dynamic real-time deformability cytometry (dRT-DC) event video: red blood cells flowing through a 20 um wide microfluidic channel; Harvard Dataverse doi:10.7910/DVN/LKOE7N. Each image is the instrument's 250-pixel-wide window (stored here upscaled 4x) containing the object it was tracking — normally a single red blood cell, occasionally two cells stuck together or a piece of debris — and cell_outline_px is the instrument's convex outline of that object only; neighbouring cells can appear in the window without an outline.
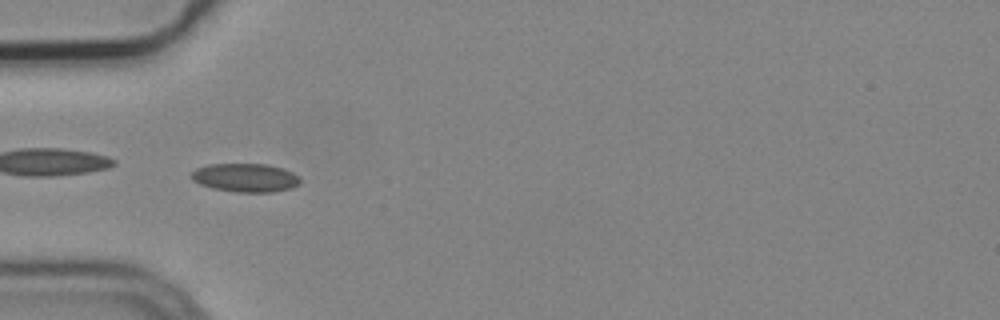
{"species": "common noctule bat (a hibernating species)", "species_latin": "Nyctalus noctula", "temperature_condition": "cold", "stored_images_in_passage": 7, "camera_frame_rate_fps": 3000, "um_per_image_px": 0.085, "animal": {"sex": "male", "body_mass_g": 19.2, "forearm_length_mm": 51.8}, "frame": {"image": 1, "passage_image": 5, "time_ms": 1.333, "image_size_px": [1000, 320], "cell_outline_px": [[300, 184], [292, 188], [272, 192], [240, 192], [212, 188], [200, 184], [192, 180], [192, 172], [196, 168], [208, 164], [268, 164], [284, 168], [292, 172], [300, 180]], "centroid_in_image_um": [20.87, 15.1], "position_along_channel_um": 64.1, "area_um2": 18.09}}
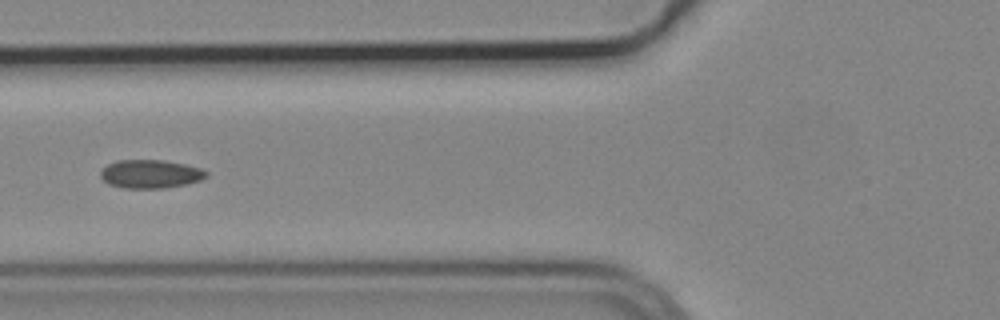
{"frame": {"image": 2, "passage_image": 6, "time_ms": 1.667, "image_size_px": [1000, 320], "cell_outline_px": [[208, 176], [200, 180], [188, 184], [164, 188], [124, 188], [108, 184], [100, 176], [100, 172], [108, 164], [116, 160], [164, 160], [184, 164], [200, 168], [208, 172]], "centroid_in_image_um": [12.8, 14.79], "position_along_channel_um": 113.0, "area_um2": 17.57}}
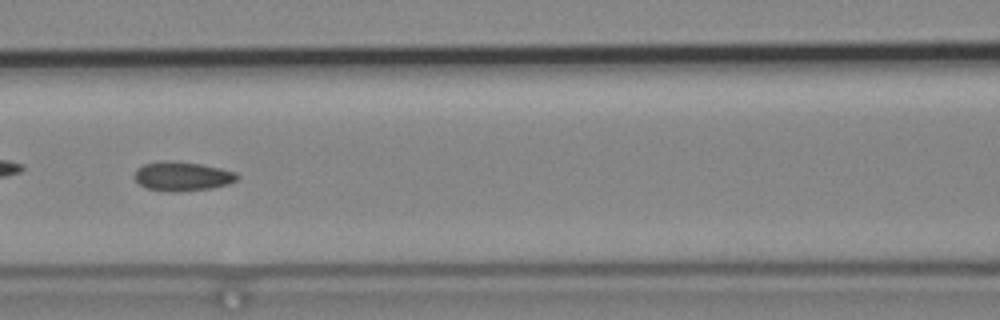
{"frame": {"image": 3, "passage_image": 7, "time_ms": 2.0, "image_size_px": [1000, 320], "cell_outline_px": [[240, 176], [236, 180], [228, 184], [212, 188], [148, 188], [140, 184], [136, 180], [136, 168], [144, 164], [168, 160], [172, 160], [200, 164], [220, 168], [236, 172]], "centroid_in_image_um": [15.55, 14.91], "position_along_channel_um": 151.1, "area_um2": 16.36}}